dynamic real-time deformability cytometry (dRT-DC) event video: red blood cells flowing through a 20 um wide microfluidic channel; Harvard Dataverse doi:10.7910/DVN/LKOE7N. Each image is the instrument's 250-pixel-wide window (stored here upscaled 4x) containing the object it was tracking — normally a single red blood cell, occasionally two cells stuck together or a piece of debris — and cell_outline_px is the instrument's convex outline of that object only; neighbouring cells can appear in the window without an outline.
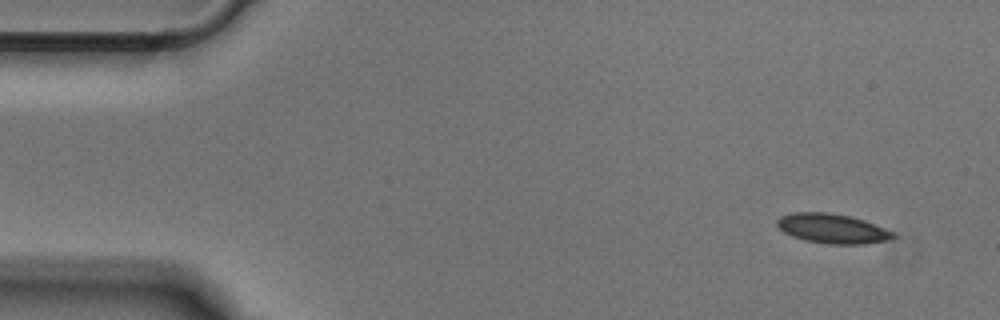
{"species": "Egyptian fruit bat (a non-hibernating species)", "species_latin": "Rousettus aegyptiacus", "temperature_condition": "cold", "stored_images_in_passage": 48, "camera_frame_rate_fps": 3000, "um_per_image_px": 0.085, "animal": {"sex": "male"}, "frame": {"image": 1, "passage_image": 1, "time_ms": 0.0, "image_size_px": [1000, 320], "cell_outline_px": [[896, 236], [884, 240], [864, 244], [828, 244], [804, 240], [792, 236], [784, 232], [776, 224], [776, 220], [780, 216], [792, 212], [828, 212], [848, 216], [864, 220], [896, 232]], "centroid_in_image_um": [70.73, 19.42], "position_along_channel_um": 14.3, "area_um2": 20.0}}
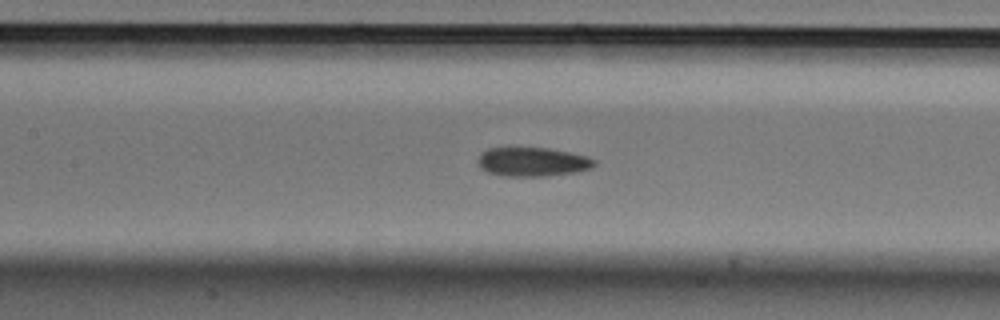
{"frame": {"image": 2, "passage_image": 20, "time_ms": 6.333, "image_size_px": [1000, 320], "cell_outline_px": [[596, 164], [592, 168], [576, 172], [544, 176], [504, 176], [488, 172], [480, 168], [480, 152], [488, 148], [548, 148], [588, 156], [596, 160]], "centroid_in_image_um": [45.3, 13.76], "position_along_channel_um": 162.1, "area_um2": 19.59}}
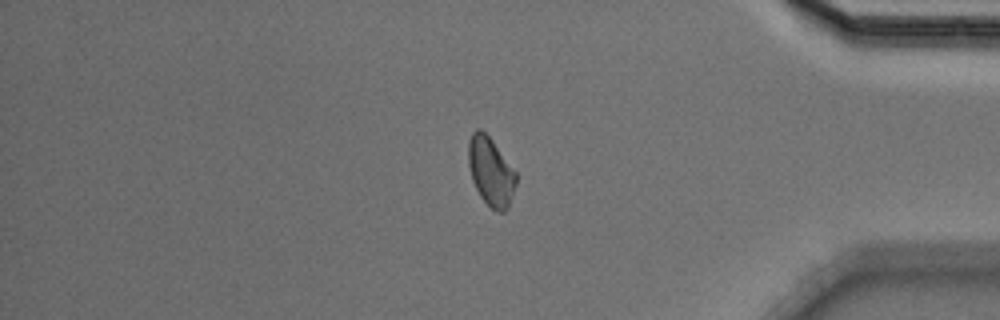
{"frame": {"image": 3, "passage_image": 40, "time_ms": 13.0, "image_size_px": [1000, 320], "cell_outline_px": [[516, 184], [508, 208], [504, 212], [496, 212], [480, 196], [472, 180], [468, 164], [468, 140], [472, 132], [476, 128], [480, 128], [492, 140], [516, 172]], "centroid_in_image_um": [41.7, 14.57], "position_along_channel_um": 393.5, "area_um2": 19.02}}